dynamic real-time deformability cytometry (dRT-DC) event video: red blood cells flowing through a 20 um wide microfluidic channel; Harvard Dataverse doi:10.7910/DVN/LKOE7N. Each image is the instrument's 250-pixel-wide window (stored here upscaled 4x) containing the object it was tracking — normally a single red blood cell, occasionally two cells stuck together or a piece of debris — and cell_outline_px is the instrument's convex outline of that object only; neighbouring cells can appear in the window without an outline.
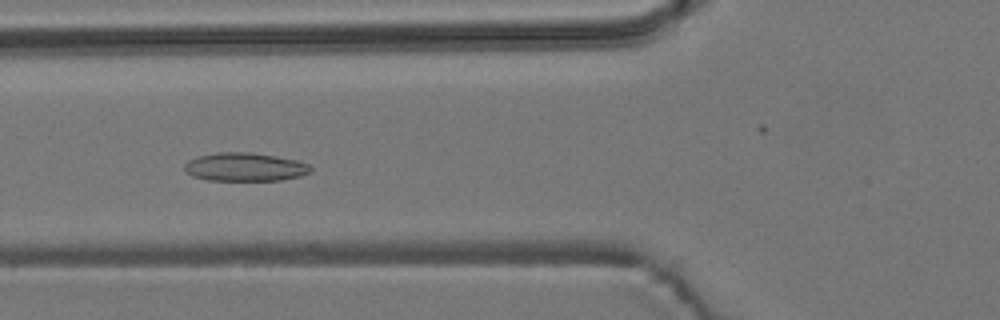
{"species": "common noctule bat (a hibernating species)", "species_latin": "Nyctalus noctula", "temperature_condition": "room temperature", "stored_images_in_passage": 48, "camera_frame_rate_fps": 3000, "um_per_image_px": 0.085, "animal": {"sex": "male", "body_mass_g": 19.2, "forearm_length_mm": 51.8}, "frame": {"image": 1, "passage_image": 13, "time_ms": 4.0, "image_size_px": [1000, 320], "cell_outline_px": [[312, 172], [300, 176], [280, 180], [208, 180], [192, 176], [184, 172], [184, 164], [188, 160], [196, 156], [216, 152], [252, 152], [276, 156], [296, 160], [308, 164], [312, 168]], "centroid_in_image_um": [20.78, 14.18], "position_along_channel_um": 105.0, "area_um2": 21.1}}
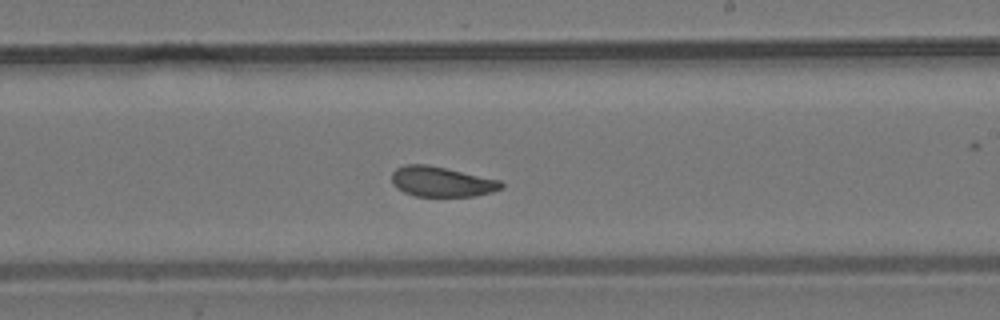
{"frame": {"image": 2, "passage_image": 25, "time_ms": 8.0, "image_size_px": [1000, 320], "cell_outline_px": [[504, 188], [492, 192], [476, 196], [416, 196], [404, 192], [396, 188], [392, 184], [392, 172], [396, 168], [404, 164], [428, 164], [500, 180], [504, 184]], "centroid_in_image_um": [37.53, 15.44], "position_along_channel_um": 251.5, "area_um2": 19.36}}
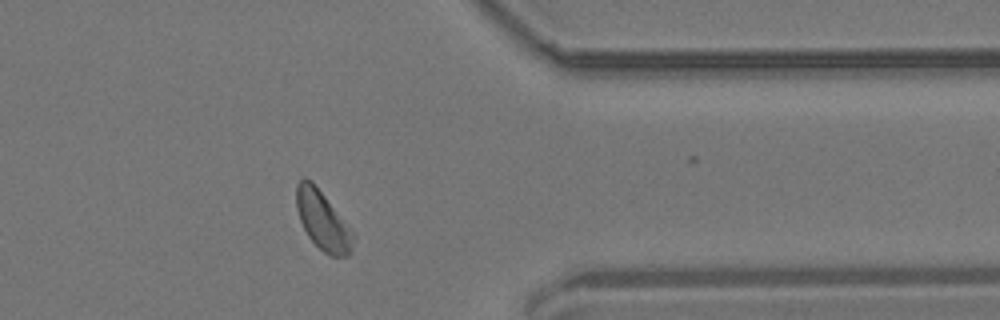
{"frame": {"image": 3, "passage_image": 37, "time_ms": 12.0, "image_size_px": [1000, 320], "cell_outline_px": [[356, 236], [352, 252], [348, 256], [332, 256], [324, 252], [308, 236], [300, 220], [296, 208], [296, 184], [304, 176], [312, 180], [348, 224]], "centroid_in_image_um": [27.45, 18.73], "position_along_channel_um": 383.9, "area_um2": 19.71}, "authors_computed_cell_mechanics": {"area_um2": 19.9121, "velocity_mm_per_s": 3.6604, "shape_relaxation_time_tau1_ms": 7.2019, "shape_relaxation_time_tau2_ms": 2.7878, "deformation_change_tau1": 0.1248, "deformation_change_tau2": 0.09}}